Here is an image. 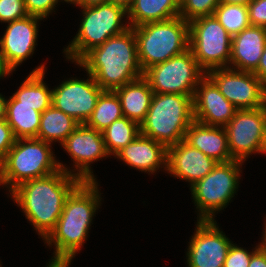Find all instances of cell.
Wrapping results in <instances>:
<instances>
[{"mask_svg": "<svg viewBox=\"0 0 266 267\" xmlns=\"http://www.w3.org/2000/svg\"><path fill=\"white\" fill-rule=\"evenodd\" d=\"M51 144L36 138L16 139L15 144L0 161V185H10L9 192L18 185L36 178L45 177L59 169L68 171L53 156Z\"/></svg>", "mask_w": 266, "mask_h": 267, "instance_id": "obj_4", "label": "cell"}, {"mask_svg": "<svg viewBox=\"0 0 266 267\" xmlns=\"http://www.w3.org/2000/svg\"><path fill=\"white\" fill-rule=\"evenodd\" d=\"M266 45V28L250 26L232 36V69L254 72L259 64Z\"/></svg>", "mask_w": 266, "mask_h": 267, "instance_id": "obj_20", "label": "cell"}, {"mask_svg": "<svg viewBox=\"0 0 266 267\" xmlns=\"http://www.w3.org/2000/svg\"><path fill=\"white\" fill-rule=\"evenodd\" d=\"M114 91L120 100L124 117L140 126L147 115L154 95L148 81L142 76Z\"/></svg>", "mask_w": 266, "mask_h": 267, "instance_id": "obj_22", "label": "cell"}, {"mask_svg": "<svg viewBox=\"0 0 266 267\" xmlns=\"http://www.w3.org/2000/svg\"><path fill=\"white\" fill-rule=\"evenodd\" d=\"M238 109L219 91L206 75L198 84L193 96L194 120L205 125L225 127Z\"/></svg>", "mask_w": 266, "mask_h": 267, "instance_id": "obj_17", "label": "cell"}, {"mask_svg": "<svg viewBox=\"0 0 266 267\" xmlns=\"http://www.w3.org/2000/svg\"><path fill=\"white\" fill-rule=\"evenodd\" d=\"M105 2H108V0H75V4L82 8L99 5Z\"/></svg>", "mask_w": 266, "mask_h": 267, "instance_id": "obj_38", "label": "cell"}, {"mask_svg": "<svg viewBox=\"0 0 266 267\" xmlns=\"http://www.w3.org/2000/svg\"><path fill=\"white\" fill-rule=\"evenodd\" d=\"M87 74V80L69 79L52 90V105L80 124L87 122L103 91L93 76Z\"/></svg>", "mask_w": 266, "mask_h": 267, "instance_id": "obj_13", "label": "cell"}, {"mask_svg": "<svg viewBox=\"0 0 266 267\" xmlns=\"http://www.w3.org/2000/svg\"><path fill=\"white\" fill-rule=\"evenodd\" d=\"M10 72L5 68L2 63L1 56H0V78L4 77L5 75H9Z\"/></svg>", "mask_w": 266, "mask_h": 267, "instance_id": "obj_42", "label": "cell"}, {"mask_svg": "<svg viewBox=\"0 0 266 267\" xmlns=\"http://www.w3.org/2000/svg\"><path fill=\"white\" fill-rule=\"evenodd\" d=\"M42 113L27 105H19L13 96L6 103V121L16 139L37 138Z\"/></svg>", "mask_w": 266, "mask_h": 267, "instance_id": "obj_25", "label": "cell"}, {"mask_svg": "<svg viewBox=\"0 0 266 267\" xmlns=\"http://www.w3.org/2000/svg\"><path fill=\"white\" fill-rule=\"evenodd\" d=\"M81 182L76 176L59 169L18 185L11 195L44 240L55 228L67 197Z\"/></svg>", "mask_w": 266, "mask_h": 267, "instance_id": "obj_2", "label": "cell"}, {"mask_svg": "<svg viewBox=\"0 0 266 267\" xmlns=\"http://www.w3.org/2000/svg\"><path fill=\"white\" fill-rule=\"evenodd\" d=\"M259 248L257 245L255 250L248 252L247 250L231 244L223 267H248L251 261L252 254Z\"/></svg>", "mask_w": 266, "mask_h": 267, "instance_id": "obj_32", "label": "cell"}, {"mask_svg": "<svg viewBox=\"0 0 266 267\" xmlns=\"http://www.w3.org/2000/svg\"><path fill=\"white\" fill-rule=\"evenodd\" d=\"M242 161L217 163L213 170L190 187L198 220H214L215 211L227 206L238 189Z\"/></svg>", "mask_w": 266, "mask_h": 267, "instance_id": "obj_8", "label": "cell"}, {"mask_svg": "<svg viewBox=\"0 0 266 267\" xmlns=\"http://www.w3.org/2000/svg\"><path fill=\"white\" fill-rule=\"evenodd\" d=\"M83 19L78 33L64 49L67 59L78 62L91 49L102 45L108 38L130 28L122 24L127 9L112 2L83 8Z\"/></svg>", "mask_w": 266, "mask_h": 267, "instance_id": "obj_7", "label": "cell"}, {"mask_svg": "<svg viewBox=\"0 0 266 267\" xmlns=\"http://www.w3.org/2000/svg\"><path fill=\"white\" fill-rule=\"evenodd\" d=\"M133 30L143 72L189 49V22L180 16L145 23Z\"/></svg>", "mask_w": 266, "mask_h": 267, "instance_id": "obj_6", "label": "cell"}, {"mask_svg": "<svg viewBox=\"0 0 266 267\" xmlns=\"http://www.w3.org/2000/svg\"><path fill=\"white\" fill-rule=\"evenodd\" d=\"M213 15L231 36L251 26L245 5L219 3Z\"/></svg>", "mask_w": 266, "mask_h": 267, "instance_id": "obj_29", "label": "cell"}, {"mask_svg": "<svg viewBox=\"0 0 266 267\" xmlns=\"http://www.w3.org/2000/svg\"><path fill=\"white\" fill-rule=\"evenodd\" d=\"M124 117L121 103L115 91L103 90L97 99L87 126L102 132L115 120Z\"/></svg>", "mask_w": 266, "mask_h": 267, "instance_id": "obj_27", "label": "cell"}, {"mask_svg": "<svg viewBox=\"0 0 266 267\" xmlns=\"http://www.w3.org/2000/svg\"><path fill=\"white\" fill-rule=\"evenodd\" d=\"M206 76L189 48L169 60L143 72L154 93L194 96L199 82Z\"/></svg>", "mask_w": 266, "mask_h": 267, "instance_id": "obj_10", "label": "cell"}, {"mask_svg": "<svg viewBox=\"0 0 266 267\" xmlns=\"http://www.w3.org/2000/svg\"><path fill=\"white\" fill-rule=\"evenodd\" d=\"M103 90L114 91L143 76L132 27L91 49L77 63Z\"/></svg>", "mask_w": 266, "mask_h": 267, "instance_id": "obj_3", "label": "cell"}, {"mask_svg": "<svg viewBox=\"0 0 266 267\" xmlns=\"http://www.w3.org/2000/svg\"><path fill=\"white\" fill-rule=\"evenodd\" d=\"M24 2L28 15L44 19L54 10L58 0H24Z\"/></svg>", "mask_w": 266, "mask_h": 267, "instance_id": "obj_33", "label": "cell"}, {"mask_svg": "<svg viewBox=\"0 0 266 267\" xmlns=\"http://www.w3.org/2000/svg\"><path fill=\"white\" fill-rule=\"evenodd\" d=\"M251 1L252 0H219V3L248 6Z\"/></svg>", "mask_w": 266, "mask_h": 267, "instance_id": "obj_40", "label": "cell"}, {"mask_svg": "<svg viewBox=\"0 0 266 267\" xmlns=\"http://www.w3.org/2000/svg\"><path fill=\"white\" fill-rule=\"evenodd\" d=\"M44 66L42 64L34 69L13 94L19 105L31 106L41 113L52 105V90L48 89L43 80Z\"/></svg>", "mask_w": 266, "mask_h": 267, "instance_id": "obj_24", "label": "cell"}, {"mask_svg": "<svg viewBox=\"0 0 266 267\" xmlns=\"http://www.w3.org/2000/svg\"><path fill=\"white\" fill-rule=\"evenodd\" d=\"M64 1L67 2V3H73V4H75V0H64Z\"/></svg>", "mask_w": 266, "mask_h": 267, "instance_id": "obj_44", "label": "cell"}, {"mask_svg": "<svg viewBox=\"0 0 266 267\" xmlns=\"http://www.w3.org/2000/svg\"><path fill=\"white\" fill-rule=\"evenodd\" d=\"M206 75L238 110L266 106V85L253 73L230 67L210 70Z\"/></svg>", "mask_w": 266, "mask_h": 267, "instance_id": "obj_12", "label": "cell"}, {"mask_svg": "<svg viewBox=\"0 0 266 267\" xmlns=\"http://www.w3.org/2000/svg\"><path fill=\"white\" fill-rule=\"evenodd\" d=\"M133 1L134 0H108V2L121 5L125 7L126 9H128L132 5Z\"/></svg>", "mask_w": 266, "mask_h": 267, "instance_id": "obj_41", "label": "cell"}, {"mask_svg": "<svg viewBox=\"0 0 266 267\" xmlns=\"http://www.w3.org/2000/svg\"><path fill=\"white\" fill-rule=\"evenodd\" d=\"M62 146L75 163L77 173H74V176L85 182L96 181L89 165L99 158L110 156L106 150L102 132L85 123L79 124Z\"/></svg>", "mask_w": 266, "mask_h": 267, "instance_id": "obj_15", "label": "cell"}, {"mask_svg": "<svg viewBox=\"0 0 266 267\" xmlns=\"http://www.w3.org/2000/svg\"><path fill=\"white\" fill-rule=\"evenodd\" d=\"M265 231L264 232V237L262 243L259 244V247L266 252V224H265Z\"/></svg>", "mask_w": 266, "mask_h": 267, "instance_id": "obj_43", "label": "cell"}, {"mask_svg": "<svg viewBox=\"0 0 266 267\" xmlns=\"http://www.w3.org/2000/svg\"><path fill=\"white\" fill-rule=\"evenodd\" d=\"M96 181H82L67 197L55 228L44 239L55 253L48 267H69L89 232L92 217L100 205Z\"/></svg>", "mask_w": 266, "mask_h": 267, "instance_id": "obj_1", "label": "cell"}, {"mask_svg": "<svg viewBox=\"0 0 266 267\" xmlns=\"http://www.w3.org/2000/svg\"><path fill=\"white\" fill-rule=\"evenodd\" d=\"M248 267H266V252L260 247L252 254Z\"/></svg>", "mask_w": 266, "mask_h": 267, "instance_id": "obj_36", "label": "cell"}, {"mask_svg": "<svg viewBox=\"0 0 266 267\" xmlns=\"http://www.w3.org/2000/svg\"><path fill=\"white\" fill-rule=\"evenodd\" d=\"M232 36L214 15L189 22V48L200 67L207 73L229 67Z\"/></svg>", "mask_w": 266, "mask_h": 267, "instance_id": "obj_9", "label": "cell"}, {"mask_svg": "<svg viewBox=\"0 0 266 267\" xmlns=\"http://www.w3.org/2000/svg\"><path fill=\"white\" fill-rule=\"evenodd\" d=\"M42 18L28 15L8 22L6 32L0 39V56L5 68L12 73L35 50L38 28Z\"/></svg>", "mask_w": 266, "mask_h": 267, "instance_id": "obj_16", "label": "cell"}, {"mask_svg": "<svg viewBox=\"0 0 266 267\" xmlns=\"http://www.w3.org/2000/svg\"><path fill=\"white\" fill-rule=\"evenodd\" d=\"M167 147L141 133L115 154L130 167L154 173L159 167L167 169ZM163 165V166H161Z\"/></svg>", "mask_w": 266, "mask_h": 267, "instance_id": "obj_19", "label": "cell"}, {"mask_svg": "<svg viewBox=\"0 0 266 267\" xmlns=\"http://www.w3.org/2000/svg\"><path fill=\"white\" fill-rule=\"evenodd\" d=\"M217 163L185 140L167 149L166 170L174 177L190 182L191 186L210 173Z\"/></svg>", "mask_w": 266, "mask_h": 267, "instance_id": "obj_18", "label": "cell"}, {"mask_svg": "<svg viewBox=\"0 0 266 267\" xmlns=\"http://www.w3.org/2000/svg\"><path fill=\"white\" fill-rule=\"evenodd\" d=\"M16 137L6 120H0V161L15 144Z\"/></svg>", "mask_w": 266, "mask_h": 267, "instance_id": "obj_35", "label": "cell"}, {"mask_svg": "<svg viewBox=\"0 0 266 267\" xmlns=\"http://www.w3.org/2000/svg\"><path fill=\"white\" fill-rule=\"evenodd\" d=\"M266 85V45L257 69L253 72Z\"/></svg>", "mask_w": 266, "mask_h": 267, "instance_id": "obj_37", "label": "cell"}, {"mask_svg": "<svg viewBox=\"0 0 266 267\" xmlns=\"http://www.w3.org/2000/svg\"><path fill=\"white\" fill-rule=\"evenodd\" d=\"M139 134L140 126L127 117L115 120L102 131L105 147L109 155H115Z\"/></svg>", "mask_w": 266, "mask_h": 267, "instance_id": "obj_28", "label": "cell"}, {"mask_svg": "<svg viewBox=\"0 0 266 267\" xmlns=\"http://www.w3.org/2000/svg\"><path fill=\"white\" fill-rule=\"evenodd\" d=\"M193 121L192 96L154 93L140 133L168 148L185 139Z\"/></svg>", "mask_w": 266, "mask_h": 267, "instance_id": "obj_5", "label": "cell"}, {"mask_svg": "<svg viewBox=\"0 0 266 267\" xmlns=\"http://www.w3.org/2000/svg\"><path fill=\"white\" fill-rule=\"evenodd\" d=\"M181 0H134L127 9L130 27L179 16Z\"/></svg>", "mask_w": 266, "mask_h": 267, "instance_id": "obj_23", "label": "cell"}, {"mask_svg": "<svg viewBox=\"0 0 266 267\" xmlns=\"http://www.w3.org/2000/svg\"><path fill=\"white\" fill-rule=\"evenodd\" d=\"M248 11L251 26L266 28V0H252Z\"/></svg>", "mask_w": 266, "mask_h": 267, "instance_id": "obj_34", "label": "cell"}, {"mask_svg": "<svg viewBox=\"0 0 266 267\" xmlns=\"http://www.w3.org/2000/svg\"><path fill=\"white\" fill-rule=\"evenodd\" d=\"M28 16L24 0H0V21L12 22Z\"/></svg>", "mask_w": 266, "mask_h": 267, "instance_id": "obj_31", "label": "cell"}, {"mask_svg": "<svg viewBox=\"0 0 266 267\" xmlns=\"http://www.w3.org/2000/svg\"><path fill=\"white\" fill-rule=\"evenodd\" d=\"M187 251L188 267H223L232 242L214 220H197Z\"/></svg>", "mask_w": 266, "mask_h": 267, "instance_id": "obj_14", "label": "cell"}, {"mask_svg": "<svg viewBox=\"0 0 266 267\" xmlns=\"http://www.w3.org/2000/svg\"><path fill=\"white\" fill-rule=\"evenodd\" d=\"M224 129L234 160L244 162L252 153H264L266 106L238 110Z\"/></svg>", "mask_w": 266, "mask_h": 267, "instance_id": "obj_11", "label": "cell"}, {"mask_svg": "<svg viewBox=\"0 0 266 267\" xmlns=\"http://www.w3.org/2000/svg\"><path fill=\"white\" fill-rule=\"evenodd\" d=\"M6 103L7 100L0 94V120H6Z\"/></svg>", "mask_w": 266, "mask_h": 267, "instance_id": "obj_39", "label": "cell"}, {"mask_svg": "<svg viewBox=\"0 0 266 267\" xmlns=\"http://www.w3.org/2000/svg\"><path fill=\"white\" fill-rule=\"evenodd\" d=\"M184 140L218 163L234 160L224 127L205 125L194 120L186 131Z\"/></svg>", "mask_w": 266, "mask_h": 267, "instance_id": "obj_21", "label": "cell"}, {"mask_svg": "<svg viewBox=\"0 0 266 267\" xmlns=\"http://www.w3.org/2000/svg\"><path fill=\"white\" fill-rule=\"evenodd\" d=\"M219 0H181L179 16L190 22L202 16L214 14Z\"/></svg>", "mask_w": 266, "mask_h": 267, "instance_id": "obj_30", "label": "cell"}, {"mask_svg": "<svg viewBox=\"0 0 266 267\" xmlns=\"http://www.w3.org/2000/svg\"><path fill=\"white\" fill-rule=\"evenodd\" d=\"M264 153H266V133H265V145H264Z\"/></svg>", "mask_w": 266, "mask_h": 267, "instance_id": "obj_45", "label": "cell"}, {"mask_svg": "<svg viewBox=\"0 0 266 267\" xmlns=\"http://www.w3.org/2000/svg\"><path fill=\"white\" fill-rule=\"evenodd\" d=\"M79 124L73 117L51 105L41 115L40 128L36 139L49 144L58 140L62 145Z\"/></svg>", "mask_w": 266, "mask_h": 267, "instance_id": "obj_26", "label": "cell"}]
</instances>
